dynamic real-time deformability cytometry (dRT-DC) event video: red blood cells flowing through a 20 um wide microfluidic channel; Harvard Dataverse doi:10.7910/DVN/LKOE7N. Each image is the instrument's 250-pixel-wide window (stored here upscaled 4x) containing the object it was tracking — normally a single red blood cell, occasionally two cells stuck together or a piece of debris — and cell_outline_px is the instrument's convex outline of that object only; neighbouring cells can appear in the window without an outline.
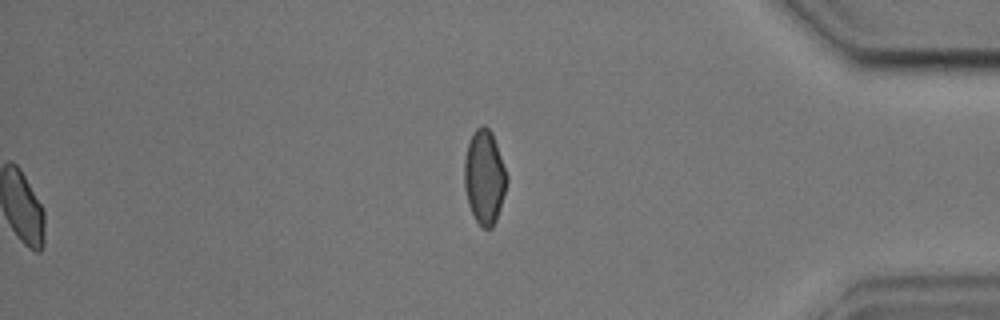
{"species": "common noctule bat (a hibernating species)", "species_latin": "Nyctalus noctula", "temperature_condition": "cold", "stored_images_in_passage": 54, "camera_frame_rate_fps": 3000, "um_per_image_px": 0.085, "animal": {"sex": "male", "body_mass_g": 17.9, "forearm_length_mm": 54.2}, "frame": {"image": 1, "passage_image": 54, "time_ms": 17.667, "image_size_px": [1000, 320], "cell_outline_px": [[508, 180], [500, 208], [496, 220], [492, 228], [484, 228], [476, 220], [468, 204], [464, 188], [464, 160], [468, 144], [472, 132], [480, 124], [484, 124], [492, 132], [508, 176]], "centroid_in_image_um": [41.17, 15.02], "position_along_channel_um": 394.0, "area_um2": 23.35}, "authors_computed_cell_mechanics": {"area_um2": 19.9988, "velocity_mm_per_s": 3.6614, "shape_relaxation_time_tau1_ms": 4.7188, "shape_relaxation_time_tau2_ms": 0.9306, "deformation_change_tau1": 0.0871, "deformation_change_tau2": 0.0462}}